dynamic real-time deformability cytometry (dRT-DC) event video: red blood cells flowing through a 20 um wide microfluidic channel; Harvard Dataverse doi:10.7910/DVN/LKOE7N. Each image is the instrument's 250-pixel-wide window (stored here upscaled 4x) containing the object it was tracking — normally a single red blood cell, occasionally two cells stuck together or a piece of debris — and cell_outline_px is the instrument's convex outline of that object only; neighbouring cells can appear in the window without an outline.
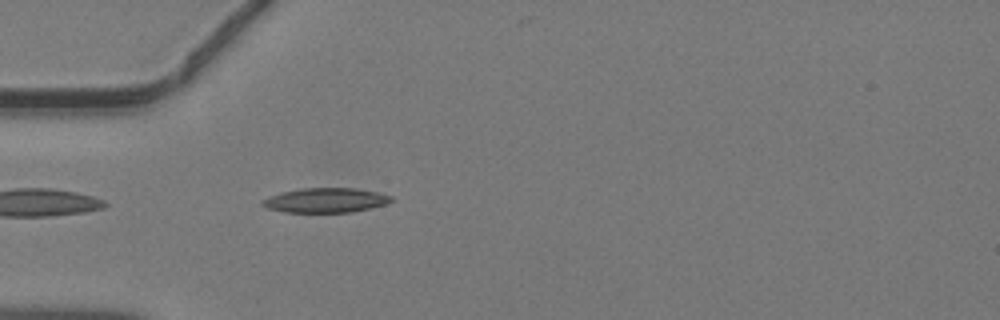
{"species": "common noctule bat (a hibernating species)", "species_latin": "Nyctalus noctula", "temperature_condition": "warm", "stored_images_in_passage": 11, "camera_frame_rate_fps": 3000, "um_per_image_px": 0.085, "animal": {"sex": "male", "body_mass_g": 19.2, "forearm_length_mm": 51.8}, "frame": {"image": 1, "passage_image": 1, "time_ms": 0.0, "image_size_px": [1000, 320], "cell_outline_px": [[396, 200], [384, 204], [352, 212], [284, 212], [268, 208], [260, 204], [260, 200], [268, 196], [280, 192], [300, 188], [356, 188], [376, 192], [392, 196]], "centroid_in_image_um": [27.63, 17.01], "position_along_channel_um": 57.4, "area_um2": 18.55}}
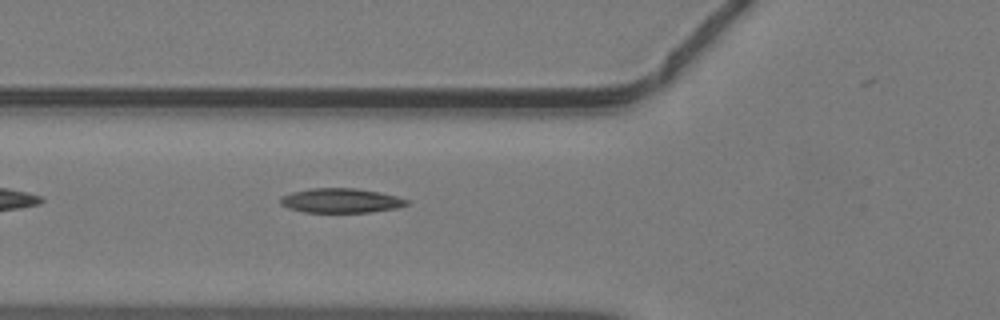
{"frame": {"image": 2, "passage_image": 4, "time_ms": 1.0, "image_size_px": [1000, 320], "cell_outline_px": [[408, 204], [396, 208], [372, 212], [304, 212], [288, 208], [280, 204], [280, 196], [292, 192], [312, 188], [356, 188], [380, 192], [396, 196], [408, 200]], "centroid_in_image_um": [28.95, 17.05], "position_along_channel_um": 96.8, "area_um2": 18.03}}